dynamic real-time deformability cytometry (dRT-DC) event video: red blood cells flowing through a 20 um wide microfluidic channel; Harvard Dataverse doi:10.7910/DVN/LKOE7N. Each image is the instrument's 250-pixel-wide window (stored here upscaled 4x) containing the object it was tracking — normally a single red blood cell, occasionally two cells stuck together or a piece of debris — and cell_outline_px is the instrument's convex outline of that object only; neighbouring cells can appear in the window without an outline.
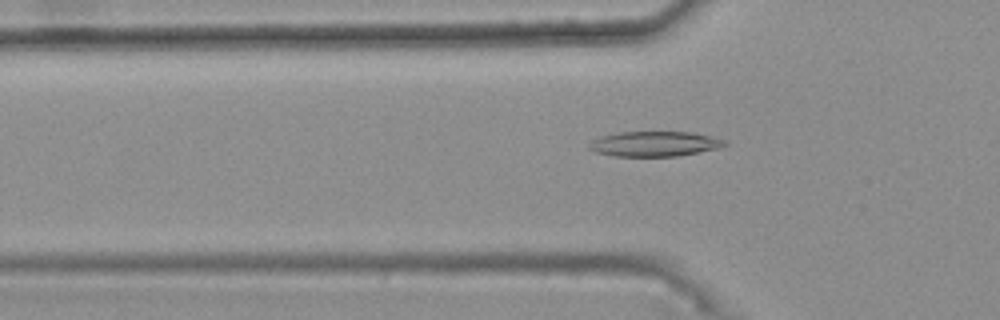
{"species": "common noctule bat (a hibernating species)", "species_latin": "Nyctalus noctula", "temperature_condition": "warm", "stored_images_in_passage": 44, "camera_frame_rate_fps": 3000, "um_per_image_px": 0.085, "animal": {"sex": "female", "body_mass_g": 25.1}, "frame": {"image": 1, "passage_image": 12, "time_ms": 3.667, "image_size_px": [1000, 320], "cell_outline_px": [[728, 144], [720, 148], [676, 156], [616, 156], [596, 152], [588, 148], [588, 144], [592, 140], [600, 136], [620, 132], [692, 132], [728, 140]], "centroid_in_image_um": [55.66, 12.22], "position_along_channel_um": 70.1, "area_um2": 19.83}}
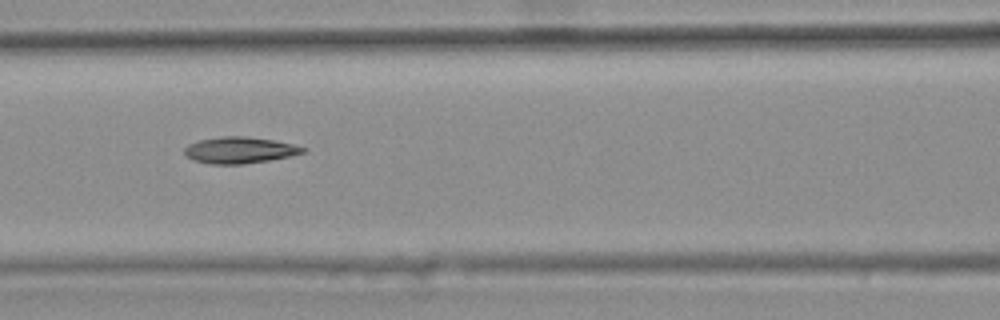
{"frame": {"image": 2, "passage_image": 18, "time_ms": 5.667, "image_size_px": [1000, 320], "cell_outline_px": [[308, 148], [304, 152], [288, 156], [268, 160], [244, 164], [208, 164], [192, 160], [184, 156], [184, 148], [188, 144], [200, 140], [224, 136], [244, 136], [272, 140], [292, 144]], "centroid_in_image_um": [20.31, 12.77], "position_along_channel_um": 146.3, "area_um2": 18.15}}
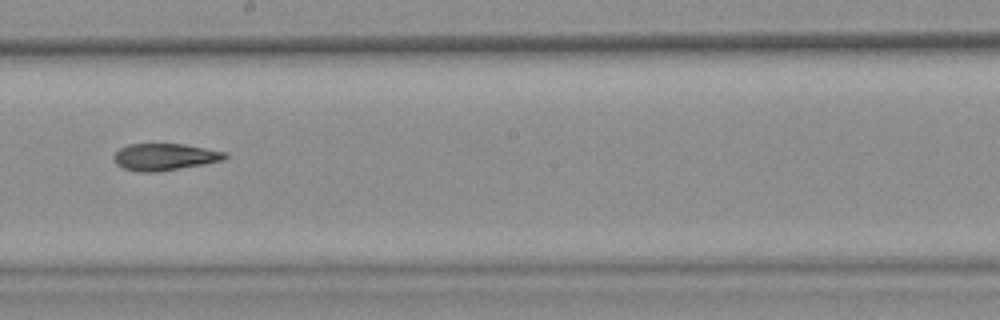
{"frame": {"image": 3, "passage_image": 25, "time_ms": 8.0, "image_size_px": [1000, 320], "cell_outline_px": [[228, 156], [224, 160], [204, 164], [156, 172], [140, 172], [124, 168], [116, 164], [112, 160], [112, 156], [120, 148], [128, 144], [184, 144], [228, 152]], "centroid_in_image_um": [14.0, 13.33], "position_along_channel_um": 234.2, "area_um2": 17.51}}